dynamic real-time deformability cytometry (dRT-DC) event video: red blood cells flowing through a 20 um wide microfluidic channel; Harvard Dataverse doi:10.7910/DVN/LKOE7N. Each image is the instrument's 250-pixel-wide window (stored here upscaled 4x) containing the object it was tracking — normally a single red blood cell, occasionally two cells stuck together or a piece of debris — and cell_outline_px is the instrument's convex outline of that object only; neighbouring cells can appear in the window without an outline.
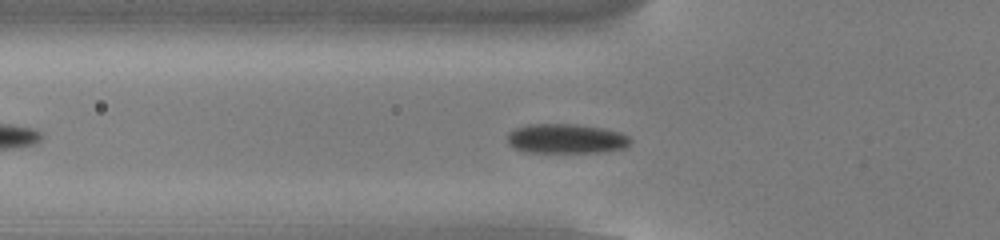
{"species": "common noctule bat (a hibernating species)", "species_latin": "Nyctalus noctula", "temperature_condition": "cold", "stored_images_in_passage": 44, "camera_frame_rate_fps": 3000, "um_per_image_px": 0.085, "animal": {"sex": "male", "body_mass_g": 13.0, "forearm_length_mm": 53.1}, "frame": {"image": 1, "passage_image": 9, "time_ms": 2.667, "image_size_px": [1000, 240], "cell_outline_px": [[632, 140], [624, 148], [604, 152], [528, 152], [516, 148], [508, 144], [508, 132], [516, 128], [528, 124], [576, 124], [604, 128], [620, 132], [628, 136]], "centroid_in_image_um": [48.14, 11.78], "position_along_channel_um": 77.7, "area_um2": 21.21}}
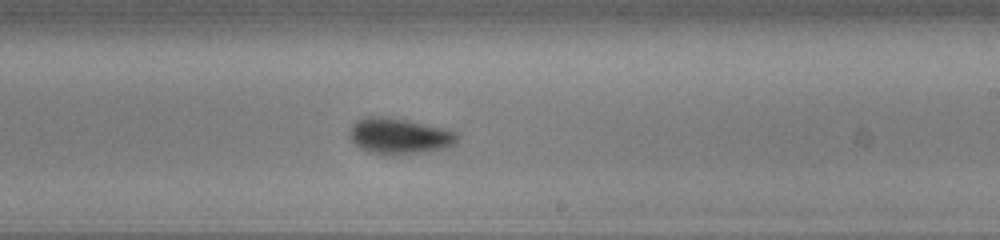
{"frame": {"image": 2, "passage_image": 23, "time_ms": 7.333, "image_size_px": [1000, 240], "cell_outline_px": [[456, 144], [444, 148], [420, 152], [392, 156], [384, 156], [368, 152], [360, 148], [348, 136], [348, 132], [352, 124], [356, 120], [368, 116], [384, 116], [404, 120], [440, 128], [456, 132]], "centroid_in_image_um": [33.84, 11.58], "position_along_channel_um": 255.2, "area_um2": 22.43}}
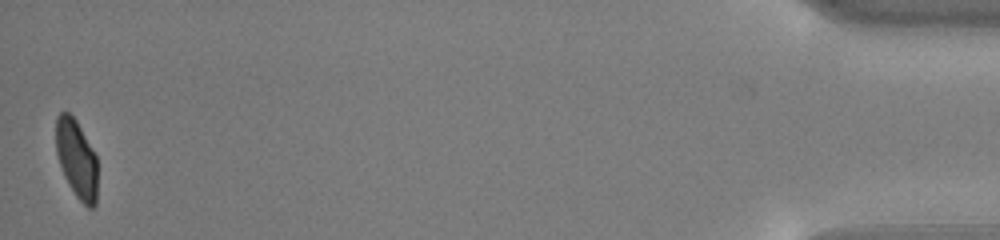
{"frame": {"image": 3, "passage_image": 44, "time_ms": 14.333, "image_size_px": [1000, 240], "cell_outline_px": [[96, 204], [92, 208], [88, 208], [76, 196], [64, 176], [56, 152], [56, 116], [60, 112], [68, 112], [76, 120], [96, 156]], "centroid_in_image_um": [6.49, 13.5], "position_along_channel_um": 428.7, "area_um2": 18.67}, "authors_computed_cell_mechanics": {"area_um2": 21.2415, "velocity_mm_per_s": 3.8029, "shape_relaxation_time_tau1_ms": 2.9281, "shape_relaxation_time_tau2_ms": 1.7806, "deformation_change_tau1": 0.116, "deformation_change_tau2": 0.0503}}